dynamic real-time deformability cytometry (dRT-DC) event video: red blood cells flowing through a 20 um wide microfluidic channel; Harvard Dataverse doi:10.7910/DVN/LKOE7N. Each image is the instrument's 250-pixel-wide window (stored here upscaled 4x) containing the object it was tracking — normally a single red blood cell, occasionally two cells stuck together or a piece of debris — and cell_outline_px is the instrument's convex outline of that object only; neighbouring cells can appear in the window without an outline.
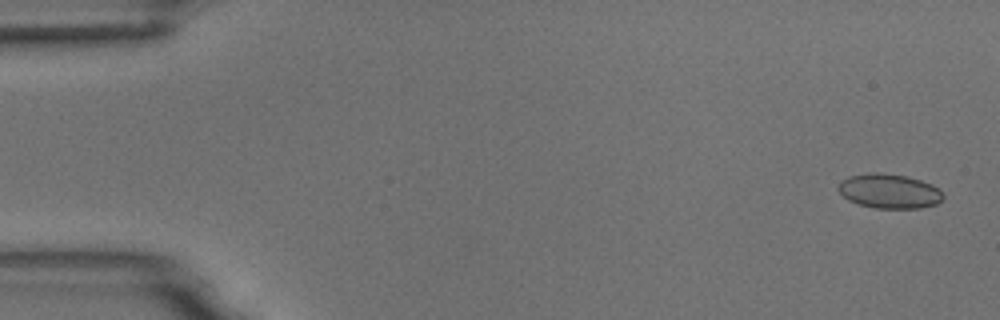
{"species": "common noctule bat (a hibernating species)", "species_latin": "Nyctalus noctula", "temperature_condition": "room temperature", "stored_images_in_passage": 53, "camera_frame_rate_fps": 3000, "um_per_image_px": 0.085, "animal": {"sex": "male", "body_mass_g": 18.8}, "frame": {"image": 1, "passage_image": 1, "time_ms": 0.0, "image_size_px": [1000, 320], "cell_outline_px": [[944, 196], [936, 204], [920, 208], [876, 208], [860, 204], [848, 200], [836, 188], [840, 180], [848, 176], [872, 172], [876, 172], [908, 176], [932, 184]], "centroid_in_image_um": [75.54, 16.23], "position_along_channel_um": 9.5, "area_um2": 20.98}}
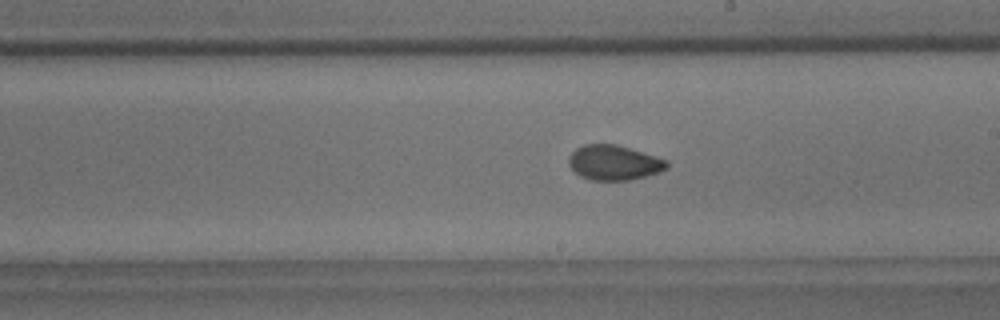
{"frame": {"image": 2, "passage_image": 30, "time_ms": 9.667, "image_size_px": [1000, 320], "cell_outline_px": [[668, 168], [660, 172], [628, 180], [592, 180], [580, 176], [568, 164], [568, 156], [576, 148], [584, 144], [616, 144], [668, 160]], "centroid_in_image_um": [52.18, 13.82], "position_along_channel_um": 236.8, "area_um2": 19.88}}
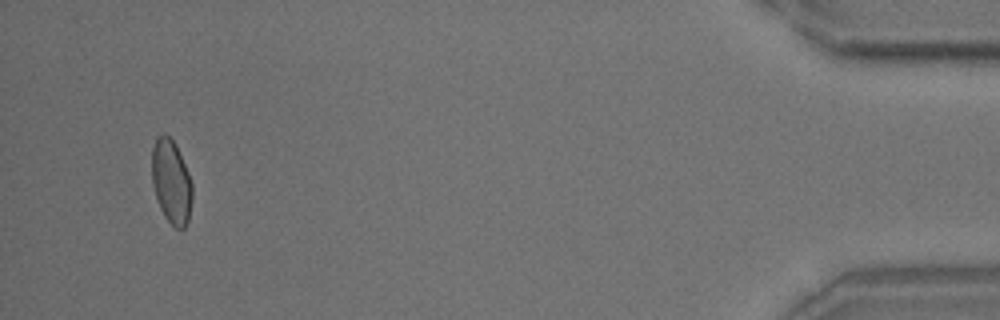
{"frame": {"image": 3, "passage_image": 51, "time_ms": 16.667, "image_size_px": [1000, 320], "cell_outline_px": [[192, 200], [188, 220], [184, 228], [176, 228], [164, 216], [160, 208], [152, 184], [152, 148], [156, 136], [164, 132], [176, 144], [188, 172], [192, 184]], "centroid_in_image_um": [14.55, 15.41], "position_along_channel_um": 420.6, "area_um2": 19.77}, "authors_computed_cell_mechanics": {"area_um2": 20.23, "velocity_mm_per_s": 3.7296, "shape_relaxation_time_tau1_ms": 7.7033, "shape_relaxation_time_tau2_ms": 1.1731, "deformation_change_tau1": 0.1254, "deformation_change_tau2": 0.0404}}